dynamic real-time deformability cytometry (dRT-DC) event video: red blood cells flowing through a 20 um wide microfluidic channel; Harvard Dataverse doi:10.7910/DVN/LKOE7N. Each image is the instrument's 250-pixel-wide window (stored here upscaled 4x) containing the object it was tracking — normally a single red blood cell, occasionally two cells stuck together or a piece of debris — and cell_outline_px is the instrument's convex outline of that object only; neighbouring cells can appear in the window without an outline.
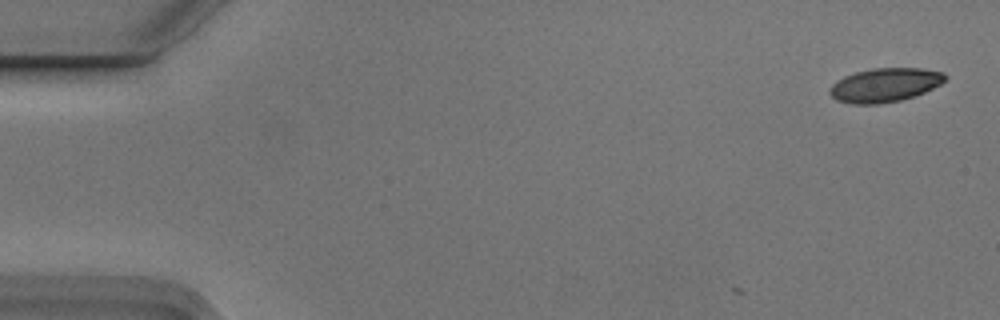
{"species": "Egyptian fruit bat (a non-hibernating species)", "species_latin": "Rousettus aegyptiacus", "temperature_condition": "cold", "stored_images_in_passage": 4, "camera_frame_rate_fps": 3000, "um_per_image_px": 0.085, "animal": {"sex": "male"}, "frame": {"image": 1, "passage_image": 1, "time_ms": 0.0, "image_size_px": [1000, 320], "cell_outline_px": [[948, 76], [940, 84], [916, 96], [900, 100], [880, 104], [852, 104], [836, 100], [828, 92], [832, 84], [844, 76], [856, 72], [872, 68], [924, 68], [944, 72]], "centroid_in_image_um": [75.22, 7.22], "position_along_channel_um": 9.8, "area_um2": 22.89}}